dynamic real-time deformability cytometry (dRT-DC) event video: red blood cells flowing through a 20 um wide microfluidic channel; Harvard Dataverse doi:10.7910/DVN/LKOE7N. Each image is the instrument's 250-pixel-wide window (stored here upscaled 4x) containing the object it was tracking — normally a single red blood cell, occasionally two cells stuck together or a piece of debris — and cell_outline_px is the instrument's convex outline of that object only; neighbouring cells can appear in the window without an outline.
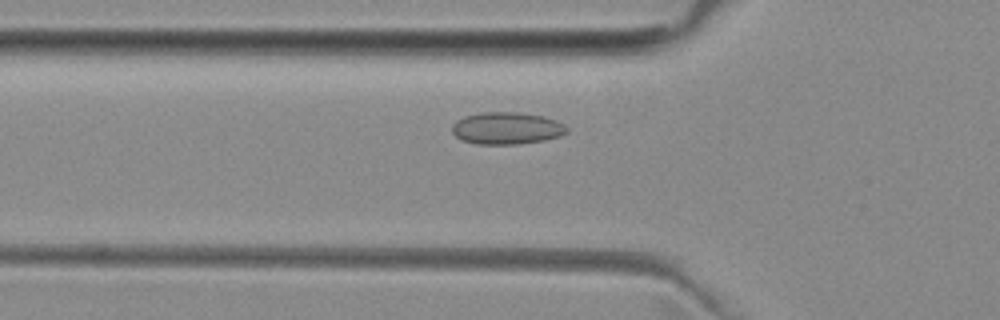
{"species": "common noctule bat (a hibernating species)", "species_latin": "Nyctalus noctula", "temperature_condition": "room temperature", "stored_images_in_passage": 47, "camera_frame_rate_fps": 3000, "um_per_image_px": 0.085, "animal": {"sex": "female", "body_mass_g": 29.2, "forearm_length_mm": 56.3}, "frame": {"image": 1, "passage_image": 14, "time_ms": 4.333, "image_size_px": [1000, 320], "cell_outline_px": [[568, 132], [560, 136], [544, 140], [516, 144], [476, 144], [460, 140], [452, 132], [452, 124], [456, 120], [464, 116], [480, 112], [516, 112], [544, 116], [556, 120], [564, 124], [568, 128]], "centroid_in_image_um": [43.05, 10.89], "position_along_channel_um": 82.7, "area_um2": 21.68}}
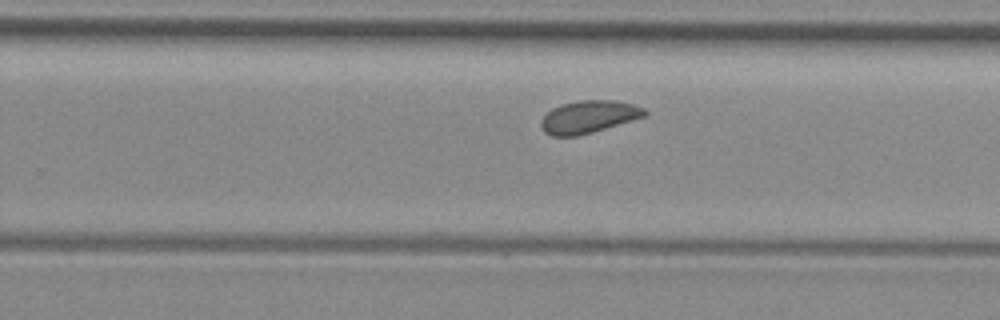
{"frame": {"image": 2, "passage_image": 29, "time_ms": 9.333, "image_size_px": [1000, 320], "cell_outline_px": [[648, 112], [644, 116], [632, 120], [592, 132], [576, 136], [552, 136], [544, 132], [540, 124], [540, 120], [552, 108], [560, 104], [580, 100], [616, 100], [632, 104], [644, 108]], "centroid_in_image_um": [50.0, 9.92], "position_along_channel_um": 279.8, "area_um2": 19.54}}
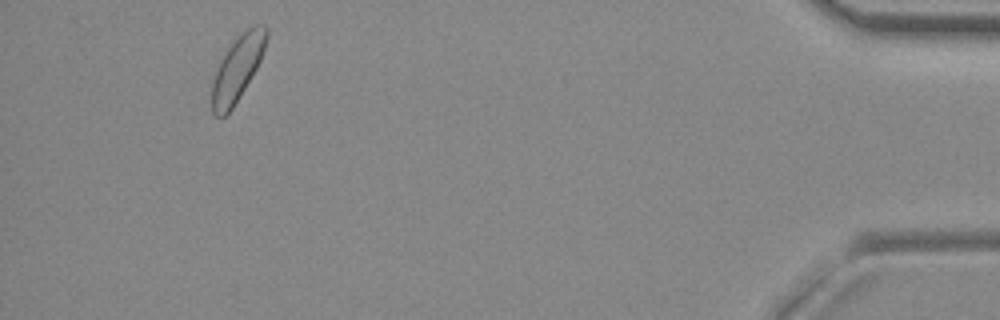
{"frame": {"image": 3, "passage_image": 45, "time_ms": 14.667, "image_size_px": [1000, 320], "cell_outline_px": [[268, 36], [260, 60], [256, 68], [232, 108], [220, 120], [212, 112], [212, 80], [220, 60], [228, 48], [252, 24], [264, 24], [268, 28]], "centroid_in_image_um": [20.17, 5.82], "position_along_channel_um": 415.0, "area_um2": 20.23}, "authors_computed_cell_mechanics": {"area_um2": 20.0566, "velocity_mm_per_s": 3.9457, "shape_relaxation_time_tau1_ms": null, "shape_relaxation_time_tau2_ms": 3.8764, "deformation_change_tau1": null, "deformation_change_tau2": 0.0614}}